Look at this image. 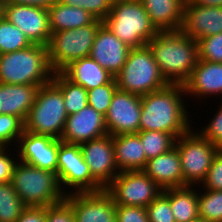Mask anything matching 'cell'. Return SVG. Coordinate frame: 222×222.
Instances as JSON below:
<instances>
[{"label": "cell", "instance_id": "6da1fadb", "mask_svg": "<svg viewBox=\"0 0 222 222\" xmlns=\"http://www.w3.org/2000/svg\"><path fill=\"white\" fill-rule=\"evenodd\" d=\"M183 85L169 84L167 87L141 96V117L139 131H160L177 138L188 132L192 126L187 111Z\"/></svg>", "mask_w": 222, "mask_h": 222}, {"label": "cell", "instance_id": "7a4b0ae2", "mask_svg": "<svg viewBox=\"0 0 222 222\" xmlns=\"http://www.w3.org/2000/svg\"><path fill=\"white\" fill-rule=\"evenodd\" d=\"M169 84L183 85L198 61L197 41L181 30L159 31L147 44Z\"/></svg>", "mask_w": 222, "mask_h": 222}, {"label": "cell", "instance_id": "3957f363", "mask_svg": "<svg viewBox=\"0 0 222 222\" xmlns=\"http://www.w3.org/2000/svg\"><path fill=\"white\" fill-rule=\"evenodd\" d=\"M54 71L49 62L48 47L32 44L29 47L0 55V83L36 85L50 83Z\"/></svg>", "mask_w": 222, "mask_h": 222}, {"label": "cell", "instance_id": "277c9868", "mask_svg": "<svg viewBox=\"0 0 222 222\" xmlns=\"http://www.w3.org/2000/svg\"><path fill=\"white\" fill-rule=\"evenodd\" d=\"M11 182L26 207H48L66 196L56 173L19 160L14 166Z\"/></svg>", "mask_w": 222, "mask_h": 222}, {"label": "cell", "instance_id": "5b68a950", "mask_svg": "<svg viewBox=\"0 0 222 222\" xmlns=\"http://www.w3.org/2000/svg\"><path fill=\"white\" fill-rule=\"evenodd\" d=\"M103 24L130 48L146 46L159 32L140 0L113 4Z\"/></svg>", "mask_w": 222, "mask_h": 222}, {"label": "cell", "instance_id": "8992f818", "mask_svg": "<svg viewBox=\"0 0 222 222\" xmlns=\"http://www.w3.org/2000/svg\"><path fill=\"white\" fill-rule=\"evenodd\" d=\"M114 78L119 90L139 96L169 85L147 45L131 48L122 70Z\"/></svg>", "mask_w": 222, "mask_h": 222}, {"label": "cell", "instance_id": "52a82bcc", "mask_svg": "<svg viewBox=\"0 0 222 222\" xmlns=\"http://www.w3.org/2000/svg\"><path fill=\"white\" fill-rule=\"evenodd\" d=\"M67 117L62 92L50 82L38 87L34 104L24 121V130L60 139Z\"/></svg>", "mask_w": 222, "mask_h": 222}, {"label": "cell", "instance_id": "ba28073f", "mask_svg": "<svg viewBox=\"0 0 222 222\" xmlns=\"http://www.w3.org/2000/svg\"><path fill=\"white\" fill-rule=\"evenodd\" d=\"M103 21L95 20L84 27L53 32L48 44L49 62L54 72H61L75 60L89 57Z\"/></svg>", "mask_w": 222, "mask_h": 222}, {"label": "cell", "instance_id": "9c48e42d", "mask_svg": "<svg viewBox=\"0 0 222 222\" xmlns=\"http://www.w3.org/2000/svg\"><path fill=\"white\" fill-rule=\"evenodd\" d=\"M185 186L201 185L219 148L202 137L194 127L176 140Z\"/></svg>", "mask_w": 222, "mask_h": 222}, {"label": "cell", "instance_id": "30bf717a", "mask_svg": "<svg viewBox=\"0 0 222 222\" xmlns=\"http://www.w3.org/2000/svg\"><path fill=\"white\" fill-rule=\"evenodd\" d=\"M57 160V177L66 195L105 190L92 177L89 166L84 161L80 145L62 142L59 145Z\"/></svg>", "mask_w": 222, "mask_h": 222}, {"label": "cell", "instance_id": "8fae6325", "mask_svg": "<svg viewBox=\"0 0 222 222\" xmlns=\"http://www.w3.org/2000/svg\"><path fill=\"white\" fill-rule=\"evenodd\" d=\"M105 191L115 205L146 208L162 189L142 170L120 172Z\"/></svg>", "mask_w": 222, "mask_h": 222}, {"label": "cell", "instance_id": "7c38bea8", "mask_svg": "<svg viewBox=\"0 0 222 222\" xmlns=\"http://www.w3.org/2000/svg\"><path fill=\"white\" fill-rule=\"evenodd\" d=\"M3 16L18 27L32 44L48 46L52 33L46 8L4 3Z\"/></svg>", "mask_w": 222, "mask_h": 222}, {"label": "cell", "instance_id": "4fadbf2b", "mask_svg": "<svg viewBox=\"0 0 222 222\" xmlns=\"http://www.w3.org/2000/svg\"><path fill=\"white\" fill-rule=\"evenodd\" d=\"M141 109V96L117 89L105 115L108 134L138 133Z\"/></svg>", "mask_w": 222, "mask_h": 222}, {"label": "cell", "instance_id": "5bb4252c", "mask_svg": "<svg viewBox=\"0 0 222 222\" xmlns=\"http://www.w3.org/2000/svg\"><path fill=\"white\" fill-rule=\"evenodd\" d=\"M92 177L105 189L120 173L116 164L113 137L106 134L80 144Z\"/></svg>", "mask_w": 222, "mask_h": 222}, {"label": "cell", "instance_id": "9a60e30c", "mask_svg": "<svg viewBox=\"0 0 222 222\" xmlns=\"http://www.w3.org/2000/svg\"><path fill=\"white\" fill-rule=\"evenodd\" d=\"M61 139H54L49 136L37 135L28 131L20 136L16 155L19 161L29 165L48 170L57 174L58 151Z\"/></svg>", "mask_w": 222, "mask_h": 222}, {"label": "cell", "instance_id": "2e32d148", "mask_svg": "<svg viewBox=\"0 0 222 222\" xmlns=\"http://www.w3.org/2000/svg\"><path fill=\"white\" fill-rule=\"evenodd\" d=\"M65 200L73 207L75 222H116V205L105 190L70 193Z\"/></svg>", "mask_w": 222, "mask_h": 222}, {"label": "cell", "instance_id": "e0dca14e", "mask_svg": "<svg viewBox=\"0 0 222 222\" xmlns=\"http://www.w3.org/2000/svg\"><path fill=\"white\" fill-rule=\"evenodd\" d=\"M106 134L105 116L87 105L79 112L68 115L60 139L65 143L80 145Z\"/></svg>", "mask_w": 222, "mask_h": 222}, {"label": "cell", "instance_id": "ac0fdd59", "mask_svg": "<svg viewBox=\"0 0 222 222\" xmlns=\"http://www.w3.org/2000/svg\"><path fill=\"white\" fill-rule=\"evenodd\" d=\"M130 49L103 24L96 34L89 57L115 77L122 70Z\"/></svg>", "mask_w": 222, "mask_h": 222}, {"label": "cell", "instance_id": "d6986e66", "mask_svg": "<svg viewBox=\"0 0 222 222\" xmlns=\"http://www.w3.org/2000/svg\"><path fill=\"white\" fill-rule=\"evenodd\" d=\"M181 31L195 41L222 32V7L185 1Z\"/></svg>", "mask_w": 222, "mask_h": 222}, {"label": "cell", "instance_id": "ffe728a7", "mask_svg": "<svg viewBox=\"0 0 222 222\" xmlns=\"http://www.w3.org/2000/svg\"><path fill=\"white\" fill-rule=\"evenodd\" d=\"M186 98L188 95L203 100L222 95V63H213L198 59L189 79L183 84ZM220 94V95H219ZM197 96V97H196Z\"/></svg>", "mask_w": 222, "mask_h": 222}, {"label": "cell", "instance_id": "44dd1931", "mask_svg": "<svg viewBox=\"0 0 222 222\" xmlns=\"http://www.w3.org/2000/svg\"><path fill=\"white\" fill-rule=\"evenodd\" d=\"M143 171L162 189L184 187V176L177 147L147 160Z\"/></svg>", "mask_w": 222, "mask_h": 222}, {"label": "cell", "instance_id": "7402d4cb", "mask_svg": "<svg viewBox=\"0 0 222 222\" xmlns=\"http://www.w3.org/2000/svg\"><path fill=\"white\" fill-rule=\"evenodd\" d=\"M186 0H140L158 31L181 30Z\"/></svg>", "mask_w": 222, "mask_h": 222}, {"label": "cell", "instance_id": "603a6c76", "mask_svg": "<svg viewBox=\"0 0 222 222\" xmlns=\"http://www.w3.org/2000/svg\"><path fill=\"white\" fill-rule=\"evenodd\" d=\"M112 137L119 172L142 171L146 166L147 159L139 135L131 133Z\"/></svg>", "mask_w": 222, "mask_h": 222}, {"label": "cell", "instance_id": "cb8c5ba5", "mask_svg": "<svg viewBox=\"0 0 222 222\" xmlns=\"http://www.w3.org/2000/svg\"><path fill=\"white\" fill-rule=\"evenodd\" d=\"M38 86L0 83V114H11L26 120L34 104Z\"/></svg>", "mask_w": 222, "mask_h": 222}, {"label": "cell", "instance_id": "d4e9b609", "mask_svg": "<svg viewBox=\"0 0 222 222\" xmlns=\"http://www.w3.org/2000/svg\"><path fill=\"white\" fill-rule=\"evenodd\" d=\"M61 73L71 82L86 90L107 84L113 78L106 69L90 57L71 62Z\"/></svg>", "mask_w": 222, "mask_h": 222}, {"label": "cell", "instance_id": "484cf974", "mask_svg": "<svg viewBox=\"0 0 222 222\" xmlns=\"http://www.w3.org/2000/svg\"><path fill=\"white\" fill-rule=\"evenodd\" d=\"M51 33L84 27L96 19L89 12L78 7L66 6L57 0L47 8Z\"/></svg>", "mask_w": 222, "mask_h": 222}, {"label": "cell", "instance_id": "4316f807", "mask_svg": "<svg viewBox=\"0 0 222 222\" xmlns=\"http://www.w3.org/2000/svg\"><path fill=\"white\" fill-rule=\"evenodd\" d=\"M194 186L162 190L169 198L175 222H191L199 217L198 189Z\"/></svg>", "mask_w": 222, "mask_h": 222}, {"label": "cell", "instance_id": "83f0119b", "mask_svg": "<svg viewBox=\"0 0 222 222\" xmlns=\"http://www.w3.org/2000/svg\"><path fill=\"white\" fill-rule=\"evenodd\" d=\"M51 82L62 92L68 115L75 114L88 105L87 90L71 82L61 72H55Z\"/></svg>", "mask_w": 222, "mask_h": 222}, {"label": "cell", "instance_id": "f1b7e54d", "mask_svg": "<svg viewBox=\"0 0 222 222\" xmlns=\"http://www.w3.org/2000/svg\"><path fill=\"white\" fill-rule=\"evenodd\" d=\"M142 147L146 159L150 160L175 147L177 137L173 134L160 131H139Z\"/></svg>", "mask_w": 222, "mask_h": 222}, {"label": "cell", "instance_id": "f546056e", "mask_svg": "<svg viewBox=\"0 0 222 222\" xmlns=\"http://www.w3.org/2000/svg\"><path fill=\"white\" fill-rule=\"evenodd\" d=\"M25 209L12 182L0 184V222H16Z\"/></svg>", "mask_w": 222, "mask_h": 222}, {"label": "cell", "instance_id": "4dcf8cb0", "mask_svg": "<svg viewBox=\"0 0 222 222\" xmlns=\"http://www.w3.org/2000/svg\"><path fill=\"white\" fill-rule=\"evenodd\" d=\"M32 45L25 34L4 16L0 18V55L22 50Z\"/></svg>", "mask_w": 222, "mask_h": 222}, {"label": "cell", "instance_id": "1f68e13d", "mask_svg": "<svg viewBox=\"0 0 222 222\" xmlns=\"http://www.w3.org/2000/svg\"><path fill=\"white\" fill-rule=\"evenodd\" d=\"M202 191H198L199 217L209 222H222V191L203 188Z\"/></svg>", "mask_w": 222, "mask_h": 222}, {"label": "cell", "instance_id": "d6a6232c", "mask_svg": "<svg viewBox=\"0 0 222 222\" xmlns=\"http://www.w3.org/2000/svg\"><path fill=\"white\" fill-rule=\"evenodd\" d=\"M24 132V121L11 114H0V147L17 146ZM14 144H11L13 143ZM17 143V144H16Z\"/></svg>", "mask_w": 222, "mask_h": 222}, {"label": "cell", "instance_id": "836d02e7", "mask_svg": "<svg viewBox=\"0 0 222 222\" xmlns=\"http://www.w3.org/2000/svg\"><path fill=\"white\" fill-rule=\"evenodd\" d=\"M117 89L116 80L113 77L107 84L87 90L88 105L105 116Z\"/></svg>", "mask_w": 222, "mask_h": 222}, {"label": "cell", "instance_id": "e575fe53", "mask_svg": "<svg viewBox=\"0 0 222 222\" xmlns=\"http://www.w3.org/2000/svg\"><path fill=\"white\" fill-rule=\"evenodd\" d=\"M198 59L222 63V32L197 40Z\"/></svg>", "mask_w": 222, "mask_h": 222}, {"label": "cell", "instance_id": "d590c367", "mask_svg": "<svg viewBox=\"0 0 222 222\" xmlns=\"http://www.w3.org/2000/svg\"><path fill=\"white\" fill-rule=\"evenodd\" d=\"M66 6L78 7L89 12L97 20L103 21L111 11L110 0H57Z\"/></svg>", "mask_w": 222, "mask_h": 222}, {"label": "cell", "instance_id": "8d00e7d4", "mask_svg": "<svg viewBox=\"0 0 222 222\" xmlns=\"http://www.w3.org/2000/svg\"><path fill=\"white\" fill-rule=\"evenodd\" d=\"M149 222H175L169 198L161 192L147 207Z\"/></svg>", "mask_w": 222, "mask_h": 222}, {"label": "cell", "instance_id": "74e56055", "mask_svg": "<svg viewBox=\"0 0 222 222\" xmlns=\"http://www.w3.org/2000/svg\"><path fill=\"white\" fill-rule=\"evenodd\" d=\"M218 104H220V108L213 114V118H211L209 123L203 128H197V132L206 140H209L213 145L222 149V100Z\"/></svg>", "mask_w": 222, "mask_h": 222}, {"label": "cell", "instance_id": "f35d334b", "mask_svg": "<svg viewBox=\"0 0 222 222\" xmlns=\"http://www.w3.org/2000/svg\"><path fill=\"white\" fill-rule=\"evenodd\" d=\"M198 187L212 191H222V149L214 155L205 179Z\"/></svg>", "mask_w": 222, "mask_h": 222}, {"label": "cell", "instance_id": "ab89813d", "mask_svg": "<svg viewBox=\"0 0 222 222\" xmlns=\"http://www.w3.org/2000/svg\"><path fill=\"white\" fill-rule=\"evenodd\" d=\"M46 222H75L73 207L64 199L45 207Z\"/></svg>", "mask_w": 222, "mask_h": 222}, {"label": "cell", "instance_id": "60d3db41", "mask_svg": "<svg viewBox=\"0 0 222 222\" xmlns=\"http://www.w3.org/2000/svg\"><path fill=\"white\" fill-rule=\"evenodd\" d=\"M116 222H149L146 208L116 205Z\"/></svg>", "mask_w": 222, "mask_h": 222}, {"label": "cell", "instance_id": "b9f144b4", "mask_svg": "<svg viewBox=\"0 0 222 222\" xmlns=\"http://www.w3.org/2000/svg\"><path fill=\"white\" fill-rule=\"evenodd\" d=\"M9 150V147H0V184L11 182L13 169L18 161V157L13 156Z\"/></svg>", "mask_w": 222, "mask_h": 222}, {"label": "cell", "instance_id": "7bdbcfd3", "mask_svg": "<svg viewBox=\"0 0 222 222\" xmlns=\"http://www.w3.org/2000/svg\"><path fill=\"white\" fill-rule=\"evenodd\" d=\"M16 222H46L45 207H26Z\"/></svg>", "mask_w": 222, "mask_h": 222}, {"label": "cell", "instance_id": "ee69618b", "mask_svg": "<svg viewBox=\"0 0 222 222\" xmlns=\"http://www.w3.org/2000/svg\"><path fill=\"white\" fill-rule=\"evenodd\" d=\"M55 1L56 0H6L4 3L33 5L47 9L48 7L52 6L55 3Z\"/></svg>", "mask_w": 222, "mask_h": 222}, {"label": "cell", "instance_id": "f6af8a7d", "mask_svg": "<svg viewBox=\"0 0 222 222\" xmlns=\"http://www.w3.org/2000/svg\"><path fill=\"white\" fill-rule=\"evenodd\" d=\"M192 4H198L201 6H217L222 7V0H187Z\"/></svg>", "mask_w": 222, "mask_h": 222}, {"label": "cell", "instance_id": "bcb514c9", "mask_svg": "<svg viewBox=\"0 0 222 222\" xmlns=\"http://www.w3.org/2000/svg\"><path fill=\"white\" fill-rule=\"evenodd\" d=\"M127 1H134V0H110L111 4H116V3H122V2H127Z\"/></svg>", "mask_w": 222, "mask_h": 222}, {"label": "cell", "instance_id": "7dc6e473", "mask_svg": "<svg viewBox=\"0 0 222 222\" xmlns=\"http://www.w3.org/2000/svg\"><path fill=\"white\" fill-rule=\"evenodd\" d=\"M3 5H4V1L0 0V18L3 16Z\"/></svg>", "mask_w": 222, "mask_h": 222}, {"label": "cell", "instance_id": "c3c4849f", "mask_svg": "<svg viewBox=\"0 0 222 222\" xmlns=\"http://www.w3.org/2000/svg\"><path fill=\"white\" fill-rule=\"evenodd\" d=\"M191 222H209V221H207V220H205V219H203V218L198 217L197 219H194V220L191 221Z\"/></svg>", "mask_w": 222, "mask_h": 222}]
</instances>
